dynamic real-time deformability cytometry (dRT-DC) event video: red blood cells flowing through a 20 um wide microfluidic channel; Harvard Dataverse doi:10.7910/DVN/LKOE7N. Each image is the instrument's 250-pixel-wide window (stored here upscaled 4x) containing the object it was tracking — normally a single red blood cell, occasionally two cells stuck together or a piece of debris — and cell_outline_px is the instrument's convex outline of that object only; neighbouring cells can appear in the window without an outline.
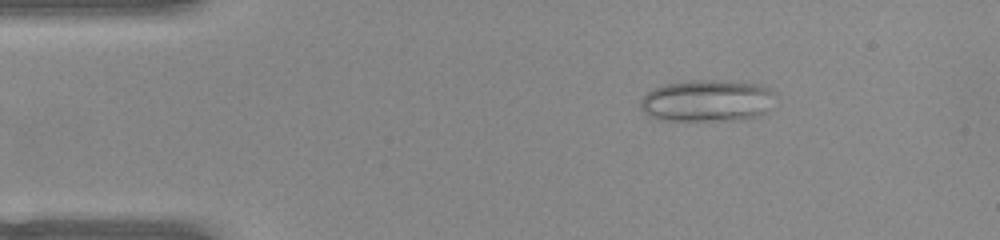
{"species": "common noctule bat (a hibernating species)", "species_latin": "Nyctalus noctula", "temperature_condition": "warm", "stored_images_in_passage": 48, "camera_frame_rate_fps": 3000, "um_per_image_px": 0.085, "animal": {"sex": "female", "body_mass_g": 22.0, "forearm_length_mm": 56.7}, "frame": {"image": 1, "passage_image": 5, "time_ms": 1.333, "image_size_px": [1000, 240], "cell_outline_px": [[776, 92], [768, 112], [760, 116], [740, 120], [656, 120], [648, 116], [640, 108], [640, 100], [652, 88], [664, 84], [688, 80], [716, 80], [760, 84]], "centroid_in_image_um": [60.11, 8.57], "position_along_channel_um": 24.9, "area_um2": 33.41}}
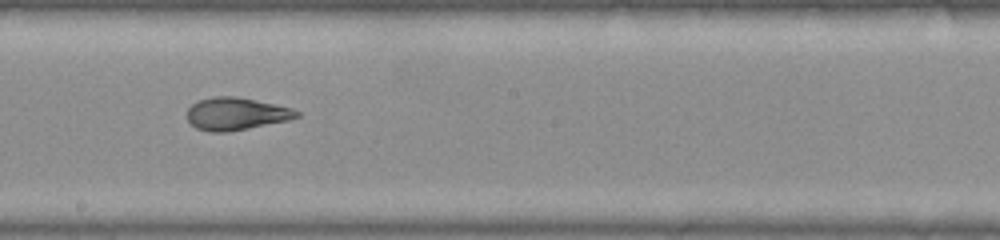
{"frame": {"image": 2, "passage_image": 25, "time_ms": 8.0, "image_size_px": [1000, 240], "cell_outline_px": [[300, 116], [288, 120], [228, 132], [208, 132], [196, 128], [188, 120], [188, 108], [196, 100], [212, 96], [236, 96], [292, 108], [300, 112]], "centroid_in_image_um": [20.04, 9.67], "position_along_channel_um": 228.2, "area_um2": 20.75}}
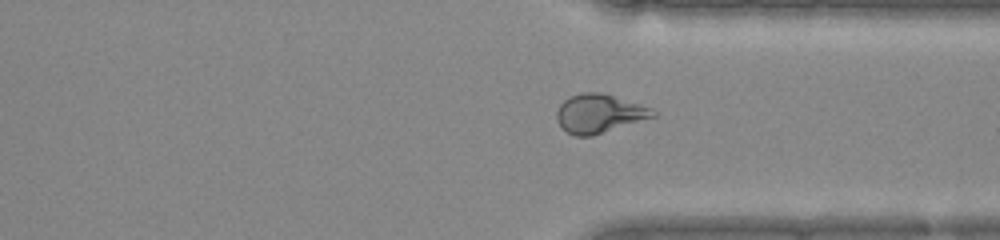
{"frame": {"image": 3, "passage_image": 35, "time_ms": 11.333, "image_size_px": [1000, 240], "cell_outline_px": [[656, 116], [592, 136], [576, 136], [568, 132], [556, 120], [556, 112], [560, 104], [564, 100], [580, 92], [600, 92], [652, 108], [656, 112]], "centroid_in_image_um": [50.92, 9.65], "position_along_channel_um": 360.5, "area_um2": 21.44}, "authors_computed_cell_mechanics": {"area_um2": 22.253, "velocity_mm_per_s": 3.9622, "shape_relaxation_time_tau1_ms": null, "shape_relaxation_time_tau2_ms": 1.1606, "deformation_change_tau1": null, "deformation_change_tau2": 0.0778}}